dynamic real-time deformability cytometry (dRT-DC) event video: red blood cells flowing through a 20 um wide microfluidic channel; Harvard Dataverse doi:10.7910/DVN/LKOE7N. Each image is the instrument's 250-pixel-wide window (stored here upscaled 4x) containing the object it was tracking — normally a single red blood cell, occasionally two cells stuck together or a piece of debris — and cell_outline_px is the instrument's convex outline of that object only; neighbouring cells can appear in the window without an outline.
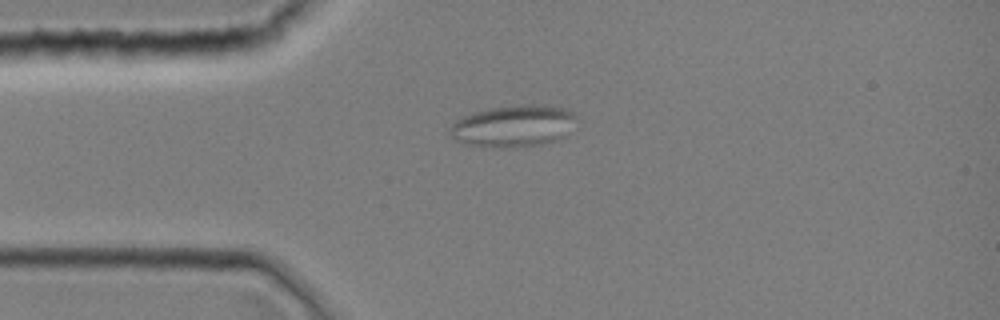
{"species": "common noctule bat (a hibernating species)", "species_latin": "Nyctalus noctula", "temperature_condition": "room temperature", "stored_images_in_passage": 33, "camera_frame_rate_fps": 3000, "um_per_image_px": 0.085, "animal": {"sex": "female", "body_mass_g": 19.0, "forearm_length_mm": 51.5}, "frame": {"image": 1, "passage_image": 1, "time_ms": 0.0, "image_size_px": [1000, 320], "cell_outline_px": [[576, 116], [564, 136], [556, 140], [540, 144], [516, 148], [504, 148], [464, 144], [448, 136], [452, 124], [456, 120], [472, 112], [492, 108], [528, 104], [540, 104], [564, 108], [572, 112]], "centroid_in_image_um": [43.58, 10.72], "position_along_channel_um": 41.4, "area_um2": 30.63}}
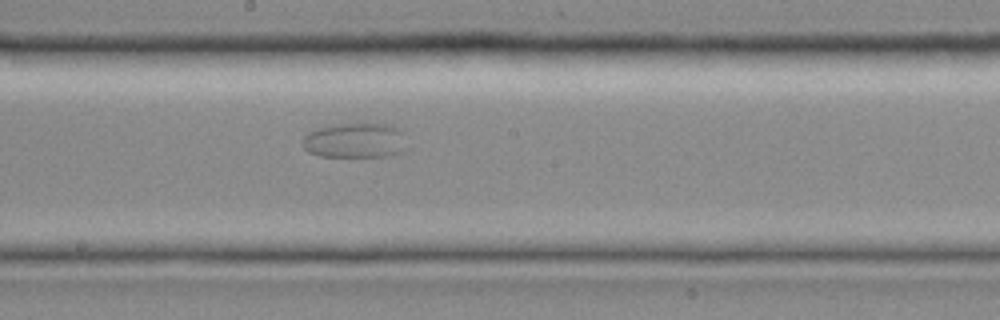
{"frame": {"image": 2, "passage_image": 14, "time_ms": 4.333, "image_size_px": [1000, 320], "cell_outline_px": [[412, 148], [404, 152], [388, 156], [320, 156], [308, 152], [304, 148], [304, 136], [308, 132], [320, 128], [340, 124], [364, 120], [392, 124], [400, 128], [404, 132]], "centroid_in_image_um": [30.37, 11.9], "position_along_channel_um": 217.8, "area_um2": 22.48}}
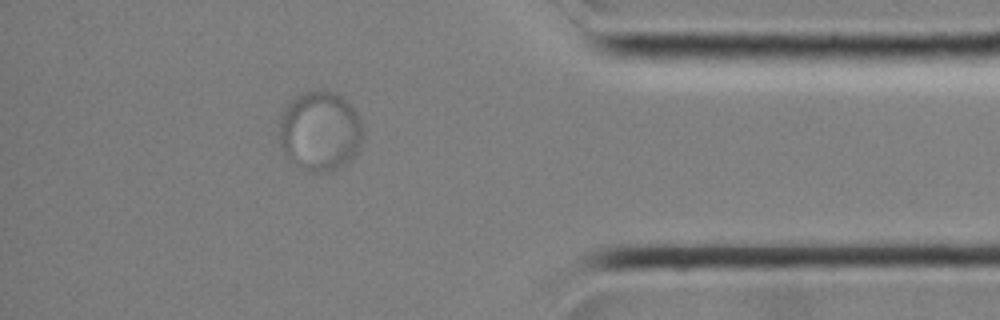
{"frame": {"image": 3, "passage_image": 28, "time_ms": 9.0, "image_size_px": [1000, 320], "cell_outline_px": [[364, 136], [356, 152], [340, 168], [332, 172], [308, 172], [296, 164], [280, 148], [276, 136], [276, 132], [280, 116], [288, 104], [296, 96], [304, 92], [324, 88], [336, 92], [348, 100], [352, 104], [364, 128]], "centroid_in_image_um": [27.18, 11.11], "position_along_channel_um": 408.0, "area_um2": 39.88}}